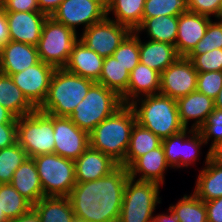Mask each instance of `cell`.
<instances>
[{"label":"cell","instance_id":"1","mask_svg":"<svg viewBox=\"0 0 222 222\" xmlns=\"http://www.w3.org/2000/svg\"><path fill=\"white\" fill-rule=\"evenodd\" d=\"M128 168L118 165L103 178L76 182L68 195L76 218L87 222H118Z\"/></svg>","mask_w":222,"mask_h":222},{"label":"cell","instance_id":"2","mask_svg":"<svg viewBox=\"0 0 222 222\" xmlns=\"http://www.w3.org/2000/svg\"><path fill=\"white\" fill-rule=\"evenodd\" d=\"M135 123L133 109L124 104L89 133V146L110 156L120 165L125 160Z\"/></svg>","mask_w":222,"mask_h":222},{"label":"cell","instance_id":"3","mask_svg":"<svg viewBox=\"0 0 222 222\" xmlns=\"http://www.w3.org/2000/svg\"><path fill=\"white\" fill-rule=\"evenodd\" d=\"M129 106L133 109L136 123L161 140L185 129L179 118L177 102L173 98L160 93L146 95L135 99Z\"/></svg>","mask_w":222,"mask_h":222},{"label":"cell","instance_id":"4","mask_svg":"<svg viewBox=\"0 0 222 222\" xmlns=\"http://www.w3.org/2000/svg\"><path fill=\"white\" fill-rule=\"evenodd\" d=\"M93 80L56 68L45 101L38 108L54 116L68 117L88 93Z\"/></svg>","mask_w":222,"mask_h":222},{"label":"cell","instance_id":"5","mask_svg":"<svg viewBox=\"0 0 222 222\" xmlns=\"http://www.w3.org/2000/svg\"><path fill=\"white\" fill-rule=\"evenodd\" d=\"M123 105L121 97L116 92L94 82L68 117L89 134L100 122L113 115Z\"/></svg>","mask_w":222,"mask_h":222},{"label":"cell","instance_id":"6","mask_svg":"<svg viewBox=\"0 0 222 222\" xmlns=\"http://www.w3.org/2000/svg\"><path fill=\"white\" fill-rule=\"evenodd\" d=\"M160 184L154 181L128 177L124 188L122 207L118 222H153L159 198Z\"/></svg>","mask_w":222,"mask_h":222},{"label":"cell","instance_id":"7","mask_svg":"<svg viewBox=\"0 0 222 222\" xmlns=\"http://www.w3.org/2000/svg\"><path fill=\"white\" fill-rule=\"evenodd\" d=\"M53 115L35 109L17 118V142L28 158L54 153Z\"/></svg>","mask_w":222,"mask_h":222},{"label":"cell","instance_id":"8","mask_svg":"<svg viewBox=\"0 0 222 222\" xmlns=\"http://www.w3.org/2000/svg\"><path fill=\"white\" fill-rule=\"evenodd\" d=\"M45 197H68L76 184L74 160L55 153L33 157Z\"/></svg>","mask_w":222,"mask_h":222},{"label":"cell","instance_id":"9","mask_svg":"<svg viewBox=\"0 0 222 222\" xmlns=\"http://www.w3.org/2000/svg\"><path fill=\"white\" fill-rule=\"evenodd\" d=\"M78 37L77 32L48 16L36 45L39 59L55 68H64Z\"/></svg>","mask_w":222,"mask_h":222},{"label":"cell","instance_id":"10","mask_svg":"<svg viewBox=\"0 0 222 222\" xmlns=\"http://www.w3.org/2000/svg\"><path fill=\"white\" fill-rule=\"evenodd\" d=\"M50 17L75 32L84 25V31L107 17V6L102 0H64Z\"/></svg>","mask_w":222,"mask_h":222},{"label":"cell","instance_id":"11","mask_svg":"<svg viewBox=\"0 0 222 222\" xmlns=\"http://www.w3.org/2000/svg\"><path fill=\"white\" fill-rule=\"evenodd\" d=\"M132 32L130 28L119 24L110 17L85 29L79 40L103 58L112 56L124 39Z\"/></svg>","mask_w":222,"mask_h":222},{"label":"cell","instance_id":"12","mask_svg":"<svg viewBox=\"0 0 222 222\" xmlns=\"http://www.w3.org/2000/svg\"><path fill=\"white\" fill-rule=\"evenodd\" d=\"M204 144L206 145L200 132L191 128L162 140L167 163L172 169L184 168L196 163Z\"/></svg>","mask_w":222,"mask_h":222},{"label":"cell","instance_id":"13","mask_svg":"<svg viewBox=\"0 0 222 222\" xmlns=\"http://www.w3.org/2000/svg\"><path fill=\"white\" fill-rule=\"evenodd\" d=\"M198 71L187 57H179L168 66L160 78V94L175 100L197 89Z\"/></svg>","mask_w":222,"mask_h":222},{"label":"cell","instance_id":"14","mask_svg":"<svg viewBox=\"0 0 222 222\" xmlns=\"http://www.w3.org/2000/svg\"><path fill=\"white\" fill-rule=\"evenodd\" d=\"M55 69L40 60L24 71L12 74L11 78L27 100L38 109L45 101Z\"/></svg>","mask_w":222,"mask_h":222},{"label":"cell","instance_id":"15","mask_svg":"<svg viewBox=\"0 0 222 222\" xmlns=\"http://www.w3.org/2000/svg\"><path fill=\"white\" fill-rule=\"evenodd\" d=\"M54 153L76 160L89 147V134L81 130L69 117L54 116Z\"/></svg>","mask_w":222,"mask_h":222},{"label":"cell","instance_id":"16","mask_svg":"<svg viewBox=\"0 0 222 222\" xmlns=\"http://www.w3.org/2000/svg\"><path fill=\"white\" fill-rule=\"evenodd\" d=\"M10 40L37 45L48 15L43 12H5Z\"/></svg>","mask_w":222,"mask_h":222},{"label":"cell","instance_id":"17","mask_svg":"<svg viewBox=\"0 0 222 222\" xmlns=\"http://www.w3.org/2000/svg\"><path fill=\"white\" fill-rule=\"evenodd\" d=\"M211 17L184 12L178 18V34L175 48L180 57H187L204 36Z\"/></svg>","mask_w":222,"mask_h":222},{"label":"cell","instance_id":"18","mask_svg":"<svg viewBox=\"0 0 222 222\" xmlns=\"http://www.w3.org/2000/svg\"><path fill=\"white\" fill-rule=\"evenodd\" d=\"M39 61L35 45L10 40L1 47L0 72L11 76L24 71Z\"/></svg>","mask_w":222,"mask_h":222},{"label":"cell","instance_id":"19","mask_svg":"<svg viewBox=\"0 0 222 222\" xmlns=\"http://www.w3.org/2000/svg\"><path fill=\"white\" fill-rule=\"evenodd\" d=\"M76 182H88L103 178L119 164L101 151L88 147L76 160Z\"/></svg>","mask_w":222,"mask_h":222},{"label":"cell","instance_id":"20","mask_svg":"<svg viewBox=\"0 0 222 222\" xmlns=\"http://www.w3.org/2000/svg\"><path fill=\"white\" fill-rule=\"evenodd\" d=\"M176 102L179 118L185 129H188L190 120H193L190 128L198 130L214 109V100L197 90L177 99Z\"/></svg>","mask_w":222,"mask_h":222},{"label":"cell","instance_id":"21","mask_svg":"<svg viewBox=\"0 0 222 222\" xmlns=\"http://www.w3.org/2000/svg\"><path fill=\"white\" fill-rule=\"evenodd\" d=\"M162 144L148 153L138 157L129 167V176L137 180L154 181L164 185L165 172L168 169Z\"/></svg>","mask_w":222,"mask_h":222},{"label":"cell","instance_id":"22","mask_svg":"<svg viewBox=\"0 0 222 222\" xmlns=\"http://www.w3.org/2000/svg\"><path fill=\"white\" fill-rule=\"evenodd\" d=\"M103 60V57L78 40L71 50L64 69L97 82L102 71Z\"/></svg>","mask_w":222,"mask_h":222},{"label":"cell","instance_id":"23","mask_svg":"<svg viewBox=\"0 0 222 222\" xmlns=\"http://www.w3.org/2000/svg\"><path fill=\"white\" fill-rule=\"evenodd\" d=\"M160 78L161 73L139 62L129 74L127 91L121 96L123 104H130L142 96L158 94Z\"/></svg>","mask_w":222,"mask_h":222},{"label":"cell","instance_id":"24","mask_svg":"<svg viewBox=\"0 0 222 222\" xmlns=\"http://www.w3.org/2000/svg\"><path fill=\"white\" fill-rule=\"evenodd\" d=\"M10 184L32 205L45 197L33 158H27L16 169Z\"/></svg>","mask_w":222,"mask_h":222},{"label":"cell","instance_id":"25","mask_svg":"<svg viewBox=\"0 0 222 222\" xmlns=\"http://www.w3.org/2000/svg\"><path fill=\"white\" fill-rule=\"evenodd\" d=\"M139 53L140 62L159 73H162L180 57L174 45L151 40L143 42L140 39V34Z\"/></svg>","mask_w":222,"mask_h":222},{"label":"cell","instance_id":"26","mask_svg":"<svg viewBox=\"0 0 222 222\" xmlns=\"http://www.w3.org/2000/svg\"><path fill=\"white\" fill-rule=\"evenodd\" d=\"M204 164L205 167L196 179L193 193L206 202L222 197V167L210 159V149H208Z\"/></svg>","mask_w":222,"mask_h":222},{"label":"cell","instance_id":"27","mask_svg":"<svg viewBox=\"0 0 222 222\" xmlns=\"http://www.w3.org/2000/svg\"><path fill=\"white\" fill-rule=\"evenodd\" d=\"M0 105L16 118L29 115L36 109L15 85L11 76L2 72H0Z\"/></svg>","mask_w":222,"mask_h":222},{"label":"cell","instance_id":"28","mask_svg":"<svg viewBox=\"0 0 222 222\" xmlns=\"http://www.w3.org/2000/svg\"><path fill=\"white\" fill-rule=\"evenodd\" d=\"M178 18L179 16L142 18V23L135 29V32L146 31L149 40L166 42L175 46L178 34Z\"/></svg>","mask_w":222,"mask_h":222},{"label":"cell","instance_id":"29","mask_svg":"<svg viewBox=\"0 0 222 222\" xmlns=\"http://www.w3.org/2000/svg\"><path fill=\"white\" fill-rule=\"evenodd\" d=\"M40 222H73V212L68 197H43L33 205Z\"/></svg>","mask_w":222,"mask_h":222},{"label":"cell","instance_id":"30","mask_svg":"<svg viewBox=\"0 0 222 222\" xmlns=\"http://www.w3.org/2000/svg\"><path fill=\"white\" fill-rule=\"evenodd\" d=\"M145 0H109L107 17L112 12L115 16L111 20L123 24L132 31L142 23Z\"/></svg>","mask_w":222,"mask_h":222},{"label":"cell","instance_id":"31","mask_svg":"<svg viewBox=\"0 0 222 222\" xmlns=\"http://www.w3.org/2000/svg\"><path fill=\"white\" fill-rule=\"evenodd\" d=\"M161 144L162 140L157 135L135 123L125 160L120 165L128 168L138 157L158 148Z\"/></svg>","mask_w":222,"mask_h":222},{"label":"cell","instance_id":"32","mask_svg":"<svg viewBox=\"0 0 222 222\" xmlns=\"http://www.w3.org/2000/svg\"><path fill=\"white\" fill-rule=\"evenodd\" d=\"M129 74L126 67L119 63L113 55L108 56L103 60L102 71L97 83L113 90L121 97L127 91Z\"/></svg>","mask_w":222,"mask_h":222},{"label":"cell","instance_id":"33","mask_svg":"<svg viewBox=\"0 0 222 222\" xmlns=\"http://www.w3.org/2000/svg\"><path fill=\"white\" fill-rule=\"evenodd\" d=\"M179 222H207V209L204 201L194 193L184 195L175 205L169 207Z\"/></svg>","mask_w":222,"mask_h":222},{"label":"cell","instance_id":"34","mask_svg":"<svg viewBox=\"0 0 222 222\" xmlns=\"http://www.w3.org/2000/svg\"><path fill=\"white\" fill-rule=\"evenodd\" d=\"M0 205L9 220L26 214L33 208L10 183L0 184Z\"/></svg>","mask_w":222,"mask_h":222},{"label":"cell","instance_id":"35","mask_svg":"<svg viewBox=\"0 0 222 222\" xmlns=\"http://www.w3.org/2000/svg\"><path fill=\"white\" fill-rule=\"evenodd\" d=\"M28 158L18 142L0 150V184L10 183L16 169Z\"/></svg>","mask_w":222,"mask_h":222},{"label":"cell","instance_id":"36","mask_svg":"<svg viewBox=\"0 0 222 222\" xmlns=\"http://www.w3.org/2000/svg\"><path fill=\"white\" fill-rule=\"evenodd\" d=\"M188 11L187 0H145L143 18L179 16Z\"/></svg>","mask_w":222,"mask_h":222},{"label":"cell","instance_id":"37","mask_svg":"<svg viewBox=\"0 0 222 222\" xmlns=\"http://www.w3.org/2000/svg\"><path fill=\"white\" fill-rule=\"evenodd\" d=\"M113 56L130 73L140 62L139 33L132 31L115 50Z\"/></svg>","mask_w":222,"mask_h":222},{"label":"cell","instance_id":"38","mask_svg":"<svg viewBox=\"0 0 222 222\" xmlns=\"http://www.w3.org/2000/svg\"><path fill=\"white\" fill-rule=\"evenodd\" d=\"M211 20L202 39L190 54H203L213 49H222V18Z\"/></svg>","mask_w":222,"mask_h":222},{"label":"cell","instance_id":"39","mask_svg":"<svg viewBox=\"0 0 222 222\" xmlns=\"http://www.w3.org/2000/svg\"><path fill=\"white\" fill-rule=\"evenodd\" d=\"M203 140L207 143L211 141L210 149L222 142V110L214 108L207 116L204 124L198 129Z\"/></svg>","mask_w":222,"mask_h":222},{"label":"cell","instance_id":"40","mask_svg":"<svg viewBox=\"0 0 222 222\" xmlns=\"http://www.w3.org/2000/svg\"><path fill=\"white\" fill-rule=\"evenodd\" d=\"M187 58L198 72L222 71V49H213L203 54H189Z\"/></svg>","mask_w":222,"mask_h":222},{"label":"cell","instance_id":"41","mask_svg":"<svg viewBox=\"0 0 222 222\" xmlns=\"http://www.w3.org/2000/svg\"><path fill=\"white\" fill-rule=\"evenodd\" d=\"M222 87V71L198 72L197 91L213 100Z\"/></svg>","mask_w":222,"mask_h":222},{"label":"cell","instance_id":"42","mask_svg":"<svg viewBox=\"0 0 222 222\" xmlns=\"http://www.w3.org/2000/svg\"><path fill=\"white\" fill-rule=\"evenodd\" d=\"M189 11L222 18V0H187Z\"/></svg>","mask_w":222,"mask_h":222},{"label":"cell","instance_id":"43","mask_svg":"<svg viewBox=\"0 0 222 222\" xmlns=\"http://www.w3.org/2000/svg\"><path fill=\"white\" fill-rule=\"evenodd\" d=\"M5 12H41L37 0H1Z\"/></svg>","mask_w":222,"mask_h":222},{"label":"cell","instance_id":"44","mask_svg":"<svg viewBox=\"0 0 222 222\" xmlns=\"http://www.w3.org/2000/svg\"><path fill=\"white\" fill-rule=\"evenodd\" d=\"M17 142V123L0 124V150Z\"/></svg>","mask_w":222,"mask_h":222},{"label":"cell","instance_id":"45","mask_svg":"<svg viewBox=\"0 0 222 222\" xmlns=\"http://www.w3.org/2000/svg\"><path fill=\"white\" fill-rule=\"evenodd\" d=\"M204 203L207 209V222H222V197Z\"/></svg>","mask_w":222,"mask_h":222},{"label":"cell","instance_id":"46","mask_svg":"<svg viewBox=\"0 0 222 222\" xmlns=\"http://www.w3.org/2000/svg\"><path fill=\"white\" fill-rule=\"evenodd\" d=\"M10 41L8 22L5 11L0 6V48Z\"/></svg>","mask_w":222,"mask_h":222},{"label":"cell","instance_id":"47","mask_svg":"<svg viewBox=\"0 0 222 222\" xmlns=\"http://www.w3.org/2000/svg\"><path fill=\"white\" fill-rule=\"evenodd\" d=\"M40 11L51 16L64 0H37Z\"/></svg>","mask_w":222,"mask_h":222},{"label":"cell","instance_id":"48","mask_svg":"<svg viewBox=\"0 0 222 222\" xmlns=\"http://www.w3.org/2000/svg\"><path fill=\"white\" fill-rule=\"evenodd\" d=\"M9 222H40V220H39V215L32 208L26 214H23L15 219H12Z\"/></svg>","mask_w":222,"mask_h":222},{"label":"cell","instance_id":"49","mask_svg":"<svg viewBox=\"0 0 222 222\" xmlns=\"http://www.w3.org/2000/svg\"><path fill=\"white\" fill-rule=\"evenodd\" d=\"M210 159L222 167V142L210 149Z\"/></svg>","mask_w":222,"mask_h":222},{"label":"cell","instance_id":"50","mask_svg":"<svg viewBox=\"0 0 222 222\" xmlns=\"http://www.w3.org/2000/svg\"><path fill=\"white\" fill-rule=\"evenodd\" d=\"M1 123H17V118L2 105H0V124Z\"/></svg>","mask_w":222,"mask_h":222},{"label":"cell","instance_id":"51","mask_svg":"<svg viewBox=\"0 0 222 222\" xmlns=\"http://www.w3.org/2000/svg\"><path fill=\"white\" fill-rule=\"evenodd\" d=\"M153 222H179V221L177 220L176 216L171 211V209H168V214L163 213L155 215Z\"/></svg>","mask_w":222,"mask_h":222},{"label":"cell","instance_id":"52","mask_svg":"<svg viewBox=\"0 0 222 222\" xmlns=\"http://www.w3.org/2000/svg\"><path fill=\"white\" fill-rule=\"evenodd\" d=\"M214 108H218L222 110V87L217 97L214 99Z\"/></svg>","mask_w":222,"mask_h":222},{"label":"cell","instance_id":"53","mask_svg":"<svg viewBox=\"0 0 222 222\" xmlns=\"http://www.w3.org/2000/svg\"><path fill=\"white\" fill-rule=\"evenodd\" d=\"M10 220L5 216L4 211L1 210V205H0V222H9Z\"/></svg>","mask_w":222,"mask_h":222},{"label":"cell","instance_id":"54","mask_svg":"<svg viewBox=\"0 0 222 222\" xmlns=\"http://www.w3.org/2000/svg\"><path fill=\"white\" fill-rule=\"evenodd\" d=\"M73 222H87V221H84V220H82V219H79V218H74L73 219Z\"/></svg>","mask_w":222,"mask_h":222}]
</instances>
